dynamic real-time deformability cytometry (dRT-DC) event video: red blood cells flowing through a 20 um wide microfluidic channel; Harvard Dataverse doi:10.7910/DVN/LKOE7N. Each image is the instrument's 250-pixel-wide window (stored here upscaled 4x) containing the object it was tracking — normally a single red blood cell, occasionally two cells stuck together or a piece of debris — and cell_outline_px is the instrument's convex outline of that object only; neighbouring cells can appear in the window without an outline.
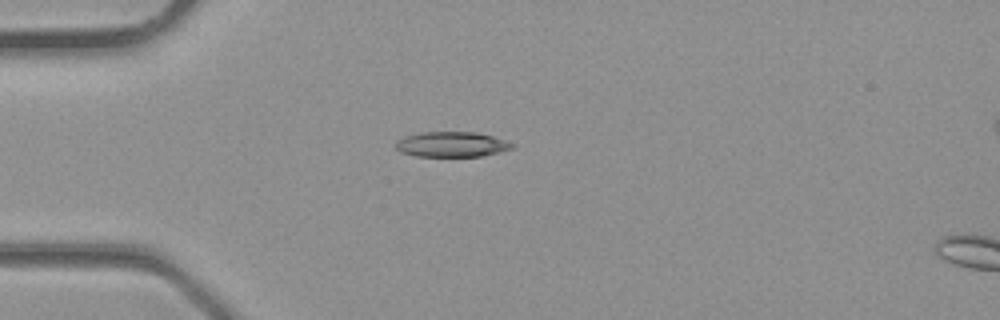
{"species": "common noctule bat (a hibernating species)", "species_latin": "Nyctalus noctula", "temperature_condition": "room temperature", "stored_images_in_passage": 3, "camera_frame_rate_fps": 3000, "um_per_image_px": 0.085, "animal": {"sex": "male", "body_mass_g": 23.1, "forearm_length_mm": 52.7}, "frame": {"image": 1, "passage_image": 2, "time_ms": 0.333, "image_size_px": [1000, 320], "cell_outline_px": [[516, 144], [512, 148], [500, 152], [480, 156], [416, 156], [400, 152], [396, 148], [396, 140], [404, 136], [420, 132], [476, 132], [492, 136]], "centroid_in_image_um": [38.37, 12.26], "position_along_channel_um": 46.6, "area_um2": 17.11}}